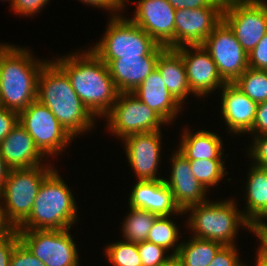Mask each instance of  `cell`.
Masks as SVG:
<instances>
[{
	"mask_svg": "<svg viewBox=\"0 0 267 266\" xmlns=\"http://www.w3.org/2000/svg\"><path fill=\"white\" fill-rule=\"evenodd\" d=\"M69 77L73 90L97 118L104 116L116 102L119 91L107 65L91 50L74 52L53 60Z\"/></svg>",
	"mask_w": 267,
	"mask_h": 266,
	"instance_id": "obj_1",
	"label": "cell"
},
{
	"mask_svg": "<svg viewBox=\"0 0 267 266\" xmlns=\"http://www.w3.org/2000/svg\"><path fill=\"white\" fill-rule=\"evenodd\" d=\"M37 99L51 110L73 138L95 125L96 117L73 90L67 74L52 60H48L39 73Z\"/></svg>",
	"mask_w": 267,
	"mask_h": 266,
	"instance_id": "obj_2",
	"label": "cell"
},
{
	"mask_svg": "<svg viewBox=\"0 0 267 266\" xmlns=\"http://www.w3.org/2000/svg\"><path fill=\"white\" fill-rule=\"evenodd\" d=\"M27 48L0 43L1 107L21 112L37 99L38 76L47 60L34 59Z\"/></svg>",
	"mask_w": 267,
	"mask_h": 266,
	"instance_id": "obj_3",
	"label": "cell"
},
{
	"mask_svg": "<svg viewBox=\"0 0 267 266\" xmlns=\"http://www.w3.org/2000/svg\"><path fill=\"white\" fill-rule=\"evenodd\" d=\"M75 203L71 189L54 169L41 183L32 211L17 231L69 229L78 221Z\"/></svg>",
	"mask_w": 267,
	"mask_h": 266,
	"instance_id": "obj_4",
	"label": "cell"
},
{
	"mask_svg": "<svg viewBox=\"0 0 267 266\" xmlns=\"http://www.w3.org/2000/svg\"><path fill=\"white\" fill-rule=\"evenodd\" d=\"M189 212L191 213L186 224L195 238L212 240L223 245H235L239 227L243 226L254 232L253 225L244 217L242 210H238L237 202L231 199L219 202L207 200L189 206L184 211Z\"/></svg>",
	"mask_w": 267,
	"mask_h": 266,
	"instance_id": "obj_5",
	"label": "cell"
},
{
	"mask_svg": "<svg viewBox=\"0 0 267 266\" xmlns=\"http://www.w3.org/2000/svg\"><path fill=\"white\" fill-rule=\"evenodd\" d=\"M47 164L9 170L0 190V212L9 228L17 229L30 215L41 183L55 169Z\"/></svg>",
	"mask_w": 267,
	"mask_h": 266,
	"instance_id": "obj_6",
	"label": "cell"
},
{
	"mask_svg": "<svg viewBox=\"0 0 267 266\" xmlns=\"http://www.w3.org/2000/svg\"><path fill=\"white\" fill-rule=\"evenodd\" d=\"M124 15L110 16L101 40L91 50L107 65L111 60L148 56L159 44Z\"/></svg>",
	"mask_w": 267,
	"mask_h": 266,
	"instance_id": "obj_7",
	"label": "cell"
},
{
	"mask_svg": "<svg viewBox=\"0 0 267 266\" xmlns=\"http://www.w3.org/2000/svg\"><path fill=\"white\" fill-rule=\"evenodd\" d=\"M19 124L33 138L39 150L48 158L67 148L74 139L60 124L51 110L38 99L18 113Z\"/></svg>",
	"mask_w": 267,
	"mask_h": 266,
	"instance_id": "obj_8",
	"label": "cell"
},
{
	"mask_svg": "<svg viewBox=\"0 0 267 266\" xmlns=\"http://www.w3.org/2000/svg\"><path fill=\"white\" fill-rule=\"evenodd\" d=\"M107 128L121 140L134 133H146L161 130L167 122L149 108L133 93H119L111 110L104 116Z\"/></svg>",
	"mask_w": 267,
	"mask_h": 266,
	"instance_id": "obj_9",
	"label": "cell"
},
{
	"mask_svg": "<svg viewBox=\"0 0 267 266\" xmlns=\"http://www.w3.org/2000/svg\"><path fill=\"white\" fill-rule=\"evenodd\" d=\"M222 20L249 53L267 33V4L265 1L225 0Z\"/></svg>",
	"mask_w": 267,
	"mask_h": 266,
	"instance_id": "obj_10",
	"label": "cell"
},
{
	"mask_svg": "<svg viewBox=\"0 0 267 266\" xmlns=\"http://www.w3.org/2000/svg\"><path fill=\"white\" fill-rule=\"evenodd\" d=\"M71 228L18 231L20 241L46 266H80Z\"/></svg>",
	"mask_w": 267,
	"mask_h": 266,
	"instance_id": "obj_11",
	"label": "cell"
},
{
	"mask_svg": "<svg viewBox=\"0 0 267 266\" xmlns=\"http://www.w3.org/2000/svg\"><path fill=\"white\" fill-rule=\"evenodd\" d=\"M202 46L210 54L219 75L226 83H233L247 70L248 53L223 20L205 39Z\"/></svg>",
	"mask_w": 267,
	"mask_h": 266,
	"instance_id": "obj_12",
	"label": "cell"
},
{
	"mask_svg": "<svg viewBox=\"0 0 267 266\" xmlns=\"http://www.w3.org/2000/svg\"><path fill=\"white\" fill-rule=\"evenodd\" d=\"M225 0H215L209 7L175 11V49L202 45L222 21Z\"/></svg>",
	"mask_w": 267,
	"mask_h": 266,
	"instance_id": "obj_13",
	"label": "cell"
},
{
	"mask_svg": "<svg viewBox=\"0 0 267 266\" xmlns=\"http://www.w3.org/2000/svg\"><path fill=\"white\" fill-rule=\"evenodd\" d=\"M130 20L159 45L175 49V9L167 0H138Z\"/></svg>",
	"mask_w": 267,
	"mask_h": 266,
	"instance_id": "obj_14",
	"label": "cell"
},
{
	"mask_svg": "<svg viewBox=\"0 0 267 266\" xmlns=\"http://www.w3.org/2000/svg\"><path fill=\"white\" fill-rule=\"evenodd\" d=\"M175 50L182 56L188 84L194 96H209L216 88L221 89L226 84L219 75L215 62L202 45L181 46Z\"/></svg>",
	"mask_w": 267,
	"mask_h": 266,
	"instance_id": "obj_15",
	"label": "cell"
},
{
	"mask_svg": "<svg viewBox=\"0 0 267 266\" xmlns=\"http://www.w3.org/2000/svg\"><path fill=\"white\" fill-rule=\"evenodd\" d=\"M161 130L134 133L122 139L128 163L137 177V181L160 180L157 172L161 162Z\"/></svg>",
	"mask_w": 267,
	"mask_h": 266,
	"instance_id": "obj_16",
	"label": "cell"
},
{
	"mask_svg": "<svg viewBox=\"0 0 267 266\" xmlns=\"http://www.w3.org/2000/svg\"><path fill=\"white\" fill-rule=\"evenodd\" d=\"M166 47L158 45L148 56H130L111 60L108 71L119 93H133L156 68L159 55Z\"/></svg>",
	"mask_w": 267,
	"mask_h": 266,
	"instance_id": "obj_17",
	"label": "cell"
},
{
	"mask_svg": "<svg viewBox=\"0 0 267 266\" xmlns=\"http://www.w3.org/2000/svg\"><path fill=\"white\" fill-rule=\"evenodd\" d=\"M172 162L170 178L164 182L173 193L176 204L182 211L189 206L207 201V190L194 177L189 160L178 150L170 156Z\"/></svg>",
	"mask_w": 267,
	"mask_h": 266,
	"instance_id": "obj_18",
	"label": "cell"
},
{
	"mask_svg": "<svg viewBox=\"0 0 267 266\" xmlns=\"http://www.w3.org/2000/svg\"><path fill=\"white\" fill-rule=\"evenodd\" d=\"M128 199L129 206L145 209L158 216L185 214L176 204L173 193L164 179L137 181Z\"/></svg>",
	"mask_w": 267,
	"mask_h": 266,
	"instance_id": "obj_19",
	"label": "cell"
},
{
	"mask_svg": "<svg viewBox=\"0 0 267 266\" xmlns=\"http://www.w3.org/2000/svg\"><path fill=\"white\" fill-rule=\"evenodd\" d=\"M221 91V115L231 134H249L256 116L257 103L233 83H226Z\"/></svg>",
	"mask_w": 267,
	"mask_h": 266,
	"instance_id": "obj_20",
	"label": "cell"
},
{
	"mask_svg": "<svg viewBox=\"0 0 267 266\" xmlns=\"http://www.w3.org/2000/svg\"><path fill=\"white\" fill-rule=\"evenodd\" d=\"M0 153L10 169L44 165L42 162L45 161L43 158L46 157L19 123L0 142Z\"/></svg>",
	"mask_w": 267,
	"mask_h": 266,
	"instance_id": "obj_21",
	"label": "cell"
},
{
	"mask_svg": "<svg viewBox=\"0 0 267 266\" xmlns=\"http://www.w3.org/2000/svg\"><path fill=\"white\" fill-rule=\"evenodd\" d=\"M133 94L149 108L157 112L168 125L174 122L176 115L183 108L168 91L157 68L148 75Z\"/></svg>",
	"mask_w": 267,
	"mask_h": 266,
	"instance_id": "obj_22",
	"label": "cell"
},
{
	"mask_svg": "<svg viewBox=\"0 0 267 266\" xmlns=\"http://www.w3.org/2000/svg\"><path fill=\"white\" fill-rule=\"evenodd\" d=\"M156 68L161 74L164 84L172 96L184 103L192 94L186 75L182 56L175 49L166 48L158 57Z\"/></svg>",
	"mask_w": 267,
	"mask_h": 266,
	"instance_id": "obj_23",
	"label": "cell"
},
{
	"mask_svg": "<svg viewBox=\"0 0 267 266\" xmlns=\"http://www.w3.org/2000/svg\"><path fill=\"white\" fill-rule=\"evenodd\" d=\"M247 176L244 190L247 204L242 212L254 227L267 215V168L251 164Z\"/></svg>",
	"mask_w": 267,
	"mask_h": 266,
	"instance_id": "obj_24",
	"label": "cell"
},
{
	"mask_svg": "<svg viewBox=\"0 0 267 266\" xmlns=\"http://www.w3.org/2000/svg\"><path fill=\"white\" fill-rule=\"evenodd\" d=\"M183 130L178 151L188 160L223 159V142L218 134L199 130L191 132Z\"/></svg>",
	"mask_w": 267,
	"mask_h": 266,
	"instance_id": "obj_25",
	"label": "cell"
},
{
	"mask_svg": "<svg viewBox=\"0 0 267 266\" xmlns=\"http://www.w3.org/2000/svg\"><path fill=\"white\" fill-rule=\"evenodd\" d=\"M182 241L176 255L184 266H208L216 253L224 246L216 241L193 236L188 241Z\"/></svg>",
	"mask_w": 267,
	"mask_h": 266,
	"instance_id": "obj_26",
	"label": "cell"
},
{
	"mask_svg": "<svg viewBox=\"0 0 267 266\" xmlns=\"http://www.w3.org/2000/svg\"><path fill=\"white\" fill-rule=\"evenodd\" d=\"M130 212L122 223L123 240L132 243L147 241L149 231L158 215L129 206Z\"/></svg>",
	"mask_w": 267,
	"mask_h": 266,
	"instance_id": "obj_27",
	"label": "cell"
},
{
	"mask_svg": "<svg viewBox=\"0 0 267 266\" xmlns=\"http://www.w3.org/2000/svg\"><path fill=\"white\" fill-rule=\"evenodd\" d=\"M170 217L171 216H158L155 219L152 228L149 231L147 241L157 244L168 251L174 248L171 255H176L181 245V243L177 244L181 232Z\"/></svg>",
	"mask_w": 267,
	"mask_h": 266,
	"instance_id": "obj_28",
	"label": "cell"
},
{
	"mask_svg": "<svg viewBox=\"0 0 267 266\" xmlns=\"http://www.w3.org/2000/svg\"><path fill=\"white\" fill-rule=\"evenodd\" d=\"M233 84L257 104L267 101V70H247Z\"/></svg>",
	"mask_w": 267,
	"mask_h": 266,
	"instance_id": "obj_29",
	"label": "cell"
},
{
	"mask_svg": "<svg viewBox=\"0 0 267 266\" xmlns=\"http://www.w3.org/2000/svg\"><path fill=\"white\" fill-rule=\"evenodd\" d=\"M224 159L189 160L191 170L198 182L209 191L218 185L226 174Z\"/></svg>",
	"mask_w": 267,
	"mask_h": 266,
	"instance_id": "obj_30",
	"label": "cell"
},
{
	"mask_svg": "<svg viewBox=\"0 0 267 266\" xmlns=\"http://www.w3.org/2000/svg\"><path fill=\"white\" fill-rule=\"evenodd\" d=\"M105 248V256L113 266H142L138 253V243L121 241L109 243Z\"/></svg>",
	"mask_w": 267,
	"mask_h": 266,
	"instance_id": "obj_31",
	"label": "cell"
},
{
	"mask_svg": "<svg viewBox=\"0 0 267 266\" xmlns=\"http://www.w3.org/2000/svg\"><path fill=\"white\" fill-rule=\"evenodd\" d=\"M168 251L157 244L148 241L138 243V253L142 261V266H160L171 255Z\"/></svg>",
	"mask_w": 267,
	"mask_h": 266,
	"instance_id": "obj_32",
	"label": "cell"
},
{
	"mask_svg": "<svg viewBox=\"0 0 267 266\" xmlns=\"http://www.w3.org/2000/svg\"><path fill=\"white\" fill-rule=\"evenodd\" d=\"M20 242L16 228H9L0 237V266H9L15 246Z\"/></svg>",
	"mask_w": 267,
	"mask_h": 266,
	"instance_id": "obj_33",
	"label": "cell"
},
{
	"mask_svg": "<svg viewBox=\"0 0 267 266\" xmlns=\"http://www.w3.org/2000/svg\"><path fill=\"white\" fill-rule=\"evenodd\" d=\"M253 141L248 148V156L252 158V165L256 167L267 166V134L253 135ZM254 159V161H253Z\"/></svg>",
	"mask_w": 267,
	"mask_h": 266,
	"instance_id": "obj_34",
	"label": "cell"
},
{
	"mask_svg": "<svg viewBox=\"0 0 267 266\" xmlns=\"http://www.w3.org/2000/svg\"><path fill=\"white\" fill-rule=\"evenodd\" d=\"M9 266H46L21 241L15 246Z\"/></svg>",
	"mask_w": 267,
	"mask_h": 266,
	"instance_id": "obj_35",
	"label": "cell"
},
{
	"mask_svg": "<svg viewBox=\"0 0 267 266\" xmlns=\"http://www.w3.org/2000/svg\"><path fill=\"white\" fill-rule=\"evenodd\" d=\"M235 246L237 245H224L208 266H241L238 248Z\"/></svg>",
	"mask_w": 267,
	"mask_h": 266,
	"instance_id": "obj_36",
	"label": "cell"
},
{
	"mask_svg": "<svg viewBox=\"0 0 267 266\" xmlns=\"http://www.w3.org/2000/svg\"><path fill=\"white\" fill-rule=\"evenodd\" d=\"M248 67L256 70H267V33L248 53Z\"/></svg>",
	"mask_w": 267,
	"mask_h": 266,
	"instance_id": "obj_37",
	"label": "cell"
},
{
	"mask_svg": "<svg viewBox=\"0 0 267 266\" xmlns=\"http://www.w3.org/2000/svg\"><path fill=\"white\" fill-rule=\"evenodd\" d=\"M47 3L49 0H13L10 7L18 15L32 16L39 13Z\"/></svg>",
	"mask_w": 267,
	"mask_h": 266,
	"instance_id": "obj_38",
	"label": "cell"
},
{
	"mask_svg": "<svg viewBox=\"0 0 267 266\" xmlns=\"http://www.w3.org/2000/svg\"><path fill=\"white\" fill-rule=\"evenodd\" d=\"M18 123V112L0 107V142Z\"/></svg>",
	"mask_w": 267,
	"mask_h": 266,
	"instance_id": "obj_39",
	"label": "cell"
},
{
	"mask_svg": "<svg viewBox=\"0 0 267 266\" xmlns=\"http://www.w3.org/2000/svg\"><path fill=\"white\" fill-rule=\"evenodd\" d=\"M250 135L267 134V101L257 105L256 116Z\"/></svg>",
	"mask_w": 267,
	"mask_h": 266,
	"instance_id": "obj_40",
	"label": "cell"
},
{
	"mask_svg": "<svg viewBox=\"0 0 267 266\" xmlns=\"http://www.w3.org/2000/svg\"><path fill=\"white\" fill-rule=\"evenodd\" d=\"M83 3H86L87 5H91L96 8H101L105 10H109L111 13V16L119 15L122 10L124 9L127 0H79ZM120 11V12H119Z\"/></svg>",
	"mask_w": 267,
	"mask_h": 266,
	"instance_id": "obj_41",
	"label": "cell"
},
{
	"mask_svg": "<svg viewBox=\"0 0 267 266\" xmlns=\"http://www.w3.org/2000/svg\"><path fill=\"white\" fill-rule=\"evenodd\" d=\"M215 0H167L175 9H195L209 7Z\"/></svg>",
	"mask_w": 267,
	"mask_h": 266,
	"instance_id": "obj_42",
	"label": "cell"
},
{
	"mask_svg": "<svg viewBox=\"0 0 267 266\" xmlns=\"http://www.w3.org/2000/svg\"><path fill=\"white\" fill-rule=\"evenodd\" d=\"M264 219L267 220V215L254 226V232L256 237H267V222L265 223Z\"/></svg>",
	"mask_w": 267,
	"mask_h": 266,
	"instance_id": "obj_43",
	"label": "cell"
},
{
	"mask_svg": "<svg viewBox=\"0 0 267 266\" xmlns=\"http://www.w3.org/2000/svg\"><path fill=\"white\" fill-rule=\"evenodd\" d=\"M10 168L6 165L1 153H0V190L2 189L6 177L8 176Z\"/></svg>",
	"mask_w": 267,
	"mask_h": 266,
	"instance_id": "obj_44",
	"label": "cell"
},
{
	"mask_svg": "<svg viewBox=\"0 0 267 266\" xmlns=\"http://www.w3.org/2000/svg\"><path fill=\"white\" fill-rule=\"evenodd\" d=\"M256 259L254 266H267V254L259 247L256 252Z\"/></svg>",
	"mask_w": 267,
	"mask_h": 266,
	"instance_id": "obj_45",
	"label": "cell"
},
{
	"mask_svg": "<svg viewBox=\"0 0 267 266\" xmlns=\"http://www.w3.org/2000/svg\"><path fill=\"white\" fill-rule=\"evenodd\" d=\"M160 266H184L182 261L177 255H171L162 265Z\"/></svg>",
	"mask_w": 267,
	"mask_h": 266,
	"instance_id": "obj_46",
	"label": "cell"
},
{
	"mask_svg": "<svg viewBox=\"0 0 267 266\" xmlns=\"http://www.w3.org/2000/svg\"><path fill=\"white\" fill-rule=\"evenodd\" d=\"M9 229V227L5 224L2 214L0 212V237Z\"/></svg>",
	"mask_w": 267,
	"mask_h": 266,
	"instance_id": "obj_47",
	"label": "cell"
},
{
	"mask_svg": "<svg viewBox=\"0 0 267 266\" xmlns=\"http://www.w3.org/2000/svg\"><path fill=\"white\" fill-rule=\"evenodd\" d=\"M260 240L259 247L267 254V237H258Z\"/></svg>",
	"mask_w": 267,
	"mask_h": 266,
	"instance_id": "obj_48",
	"label": "cell"
},
{
	"mask_svg": "<svg viewBox=\"0 0 267 266\" xmlns=\"http://www.w3.org/2000/svg\"><path fill=\"white\" fill-rule=\"evenodd\" d=\"M247 1H259V2H261V1H264V0H247Z\"/></svg>",
	"mask_w": 267,
	"mask_h": 266,
	"instance_id": "obj_49",
	"label": "cell"
}]
</instances>
